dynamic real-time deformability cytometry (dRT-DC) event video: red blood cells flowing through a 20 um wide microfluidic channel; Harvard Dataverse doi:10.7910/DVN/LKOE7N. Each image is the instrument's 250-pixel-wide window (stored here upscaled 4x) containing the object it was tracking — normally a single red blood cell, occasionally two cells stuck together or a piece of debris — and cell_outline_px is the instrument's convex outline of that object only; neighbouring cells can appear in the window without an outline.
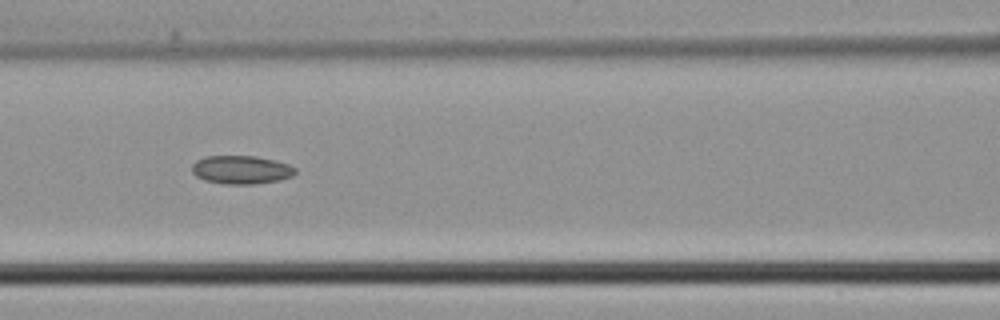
{"species": "common noctule bat (a hibernating species)", "species_latin": "Nyctalus noctula", "temperature_condition": "cold", "stored_images_in_passage": 5, "camera_frame_rate_fps": 3000, "um_per_image_px": 0.085, "animal": {"sex": "male", "body_mass_g": 21.5, "forearm_length_mm": 52.0}, "frame": {"image": 1, "passage_image": 5, "time_ms": 1.333, "image_size_px": [1000, 320], "cell_outline_px": [[296, 172], [292, 176], [280, 180], [252, 184], [224, 184], [204, 180], [196, 176], [192, 172], [192, 164], [196, 160], [204, 156], [256, 156], [276, 160], [288, 164], [296, 168]], "centroid_in_image_um": [20.5, 14.42], "position_along_channel_um": 146.1, "area_um2": 17.22}}